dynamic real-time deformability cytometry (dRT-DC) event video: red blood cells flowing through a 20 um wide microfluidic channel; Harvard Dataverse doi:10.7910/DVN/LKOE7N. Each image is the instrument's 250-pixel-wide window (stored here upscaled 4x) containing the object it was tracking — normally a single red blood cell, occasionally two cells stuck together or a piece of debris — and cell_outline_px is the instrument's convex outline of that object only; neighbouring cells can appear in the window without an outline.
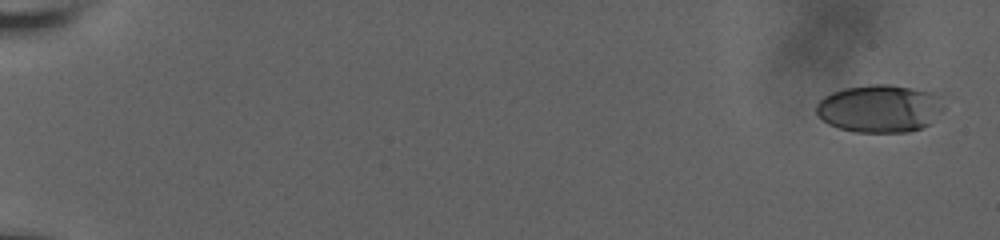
{"species": "human", "species_latin": "Homo sapiens", "temperature_condition": "room temperature", "stored_images_in_passage": 40, "camera_frame_rate_fps": 3000, "um_per_image_px": 0.085, "donor": {"sex": "male"}, "frame": {"image": 1, "passage_image": 1, "time_ms": 0.0, "image_size_px": [1000, 240], "cell_outline_px": [[944, 108], [928, 124], [920, 128], [908, 132], [856, 132], [840, 128], [828, 124], [816, 112], [816, 104], [824, 96], [832, 92], [844, 88], [872, 84], [888, 84], [912, 88], [928, 92]], "centroid_in_image_um": [74.68, 9.23], "position_along_channel_um": 10.3, "area_um2": 34.74}}
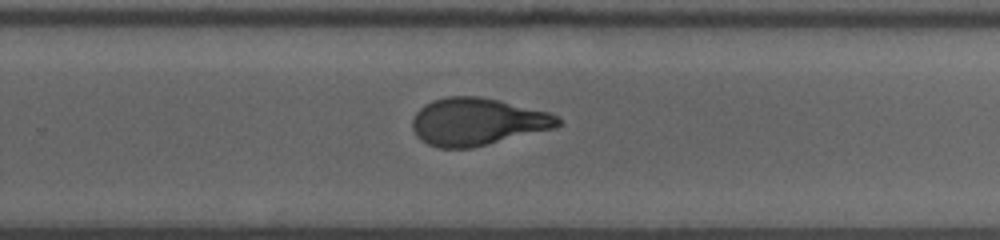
{"frame": {"image": 2, "passage_image": 23, "time_ms": 7.333, "image_size_px": [1000, 240], "cell_outline_px": [[564, 120], [556, 128], [472, 148], [440, 148], [428, 144], [420, 140], [416, 136], [412, 128], [412, 120], [416, 112], [424, 104], [432, 100], [448, 96], [480, 96], [548, 112]], "centroid_in_image_um": [40.55, 10.35], "position_along_channel_um": 289.2, "area_um2": 40.29}}
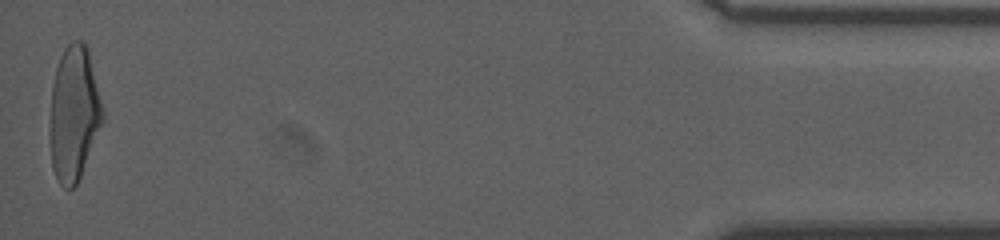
{"frame": {"image": 3, "passage_image": 40, "time_ms": 13.0, "image_size_px": [1000, 240], "cell_outline_px": [[104, 120], [80, 176], [76, 184], [72, 188], [64, 188], [60, 184], [52, 168], [52, 84], [56, 68], [60, 56], [64, 48], [72, 40], [80, 40], [88, 48], [104, 112]], "centroid_in_image_um": [6.32, 9.61], "position_along_channel_um": 428.9, "area_um2": 40.52}, "authors_computed_cell_mechanics": {"area_um2": 40.2577, "velocity_mm_per_s": 3.6786, "shape_relaxation_time_tau1_ms": 3.4743, "shape_relaxation_time_tau2_ms": 0.4264, "deformation_change_tau1": 0.161, "deformation_change_tau2": 0.072}}